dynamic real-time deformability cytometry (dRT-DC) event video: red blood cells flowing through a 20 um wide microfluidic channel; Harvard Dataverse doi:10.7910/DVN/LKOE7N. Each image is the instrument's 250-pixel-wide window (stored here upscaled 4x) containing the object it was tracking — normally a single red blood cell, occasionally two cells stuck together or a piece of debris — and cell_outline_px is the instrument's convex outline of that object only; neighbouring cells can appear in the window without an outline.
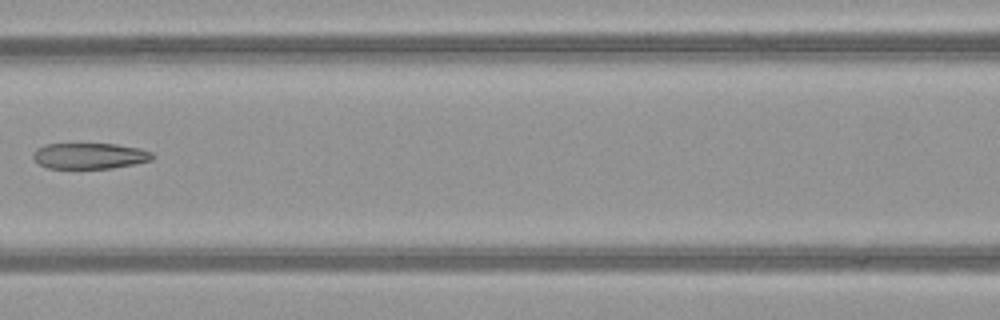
{"species": "common noctule bat (a hibernating species)", "species_latin": "Nyctalus noctula", "temperature_condition": "warm", "stored_images_in_passage": 5, "camera_frame_rate_fps": 3000, "um_per_image_px": 0.085, "animal": {"sex": "female", "body_mass_g": 21.9}, "frame": {"image": 1, "passage_image": 5, "time_ms": 1.333, "image_size_px": [1000, 320], "cell_outline_px": [[156, 156], [152, 160], [112, 168], [48, 168], [40, 164], [32, 156], [32, 152], [36, 148], [44, 144], [116, 144], [140, 148], [152, 152]], "centroid_in_image_um": [7.63, 13.24], "position_along_channel_um": 159.0, "area_um2": 18.03}}